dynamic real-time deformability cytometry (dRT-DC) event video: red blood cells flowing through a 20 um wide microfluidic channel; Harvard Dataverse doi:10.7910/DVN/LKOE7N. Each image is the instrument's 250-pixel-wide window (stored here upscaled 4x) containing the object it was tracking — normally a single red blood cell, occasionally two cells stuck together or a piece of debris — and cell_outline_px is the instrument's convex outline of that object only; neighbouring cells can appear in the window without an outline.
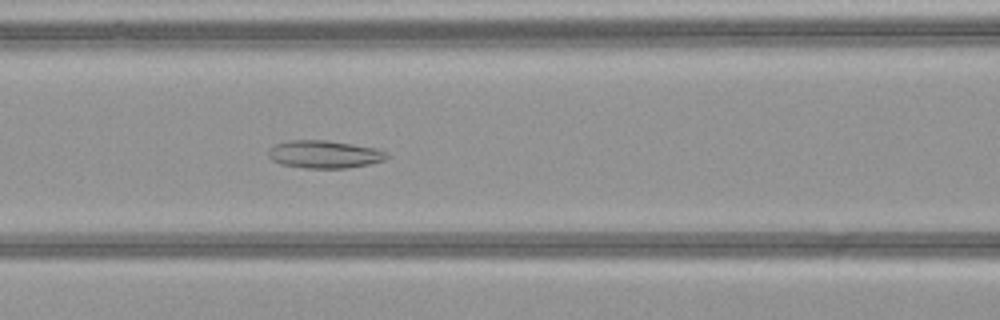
{"species": "common noctule bat (a hibernating species)", "species_latin": "Nyctalus noctula", "temperature_condition": "warm", "stored_images_in_passage": 51, "camera_frame_rate_fps": 3000, "um_per_image_px": 0.085, "animal": {"sex": "female", "body_mass_g": 21.9}, "frame": {"image": 1, "passage_image": 23, "time_ms": 7.333, "image_size_px": [1000, 320], "cell_outline_px": [[388, 156], [384, 160], [368, 164], [348, 168], [304, 168], [280, 164], [272, 160], [268, 156], [268, 148], [276, 144], [288, 140], [328, 140], [376, 148], [388, 152]], "centroid_in_image_um": [27.55, 13.11], "position_along_channel_um": 139.1, "area_um2": 19.25}}
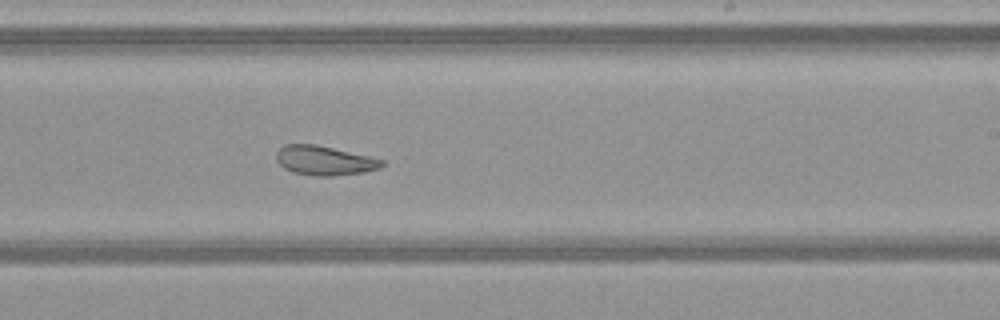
{"frame": {"image": 2, "passage_image": 32, "time_ms": 10.333, "image_size_px": [1000, 320], "cell_outline_px": [[384, 164], [380, 168], [364, 172], [332, 176], [316, 176], [292, 172], [284, 168], [276, 160], [276, 152], [284, 144], [316, 144], [368, 156], [384, 160]], "centroid_in_image_um": [27.55, 13.64], "position_along_channel_um": 261.4, "area_um2": 18.03}}
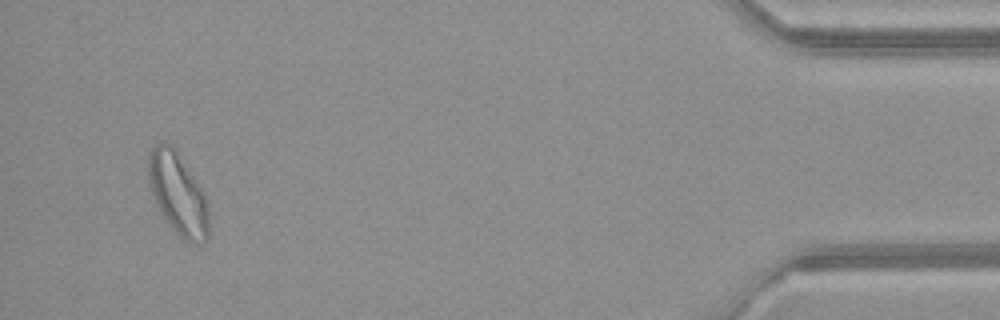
{"frame": {"image": 3, "passage_image": 49, "time_ms": 16.0, "image_size_px": [1000, 320], "cell_outline_px": [[208, 240], [196, 244], [184, 240], [176, 232], [160, 212], [156, 204], [148, 180], [148, 156], [152, 148], [156, 144], [164, 140], [172, 144], [196, 180], [208, 204]], "centroid_in_image_um": [15.11, 16.45], "position_along_channel_um": 420.1, "area_um2": 28.61}, "authors_computed_cell_mechanics": {"area_um2": 25.0274, "velocity_mm_per_s": 4.0839, "shape_relaxation_time_tau1_ms": null, "shape_relaxation_time_tau2_ms": 2.8971, "deformation_change_tau1": null, "deformation_change_tau2": 0.1083}}